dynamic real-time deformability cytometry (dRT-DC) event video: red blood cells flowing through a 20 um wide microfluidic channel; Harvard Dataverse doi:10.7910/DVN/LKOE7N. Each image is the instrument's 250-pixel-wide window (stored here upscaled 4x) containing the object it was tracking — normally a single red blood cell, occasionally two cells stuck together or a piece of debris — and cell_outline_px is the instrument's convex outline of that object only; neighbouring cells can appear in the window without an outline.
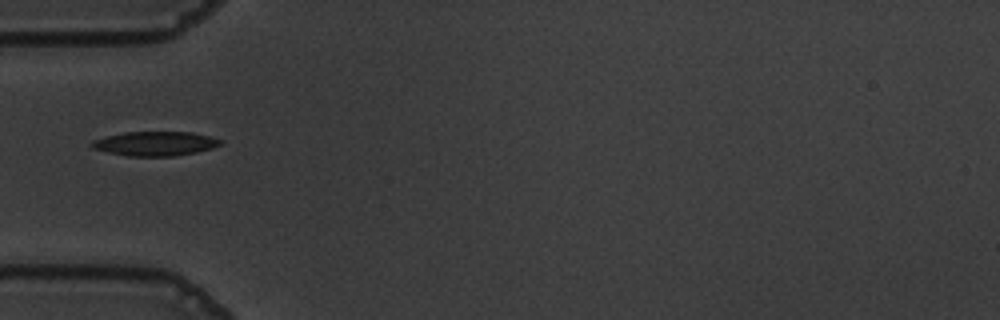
{"species": "common noctule bat (a hibernating species)", "species_latin": "Nyctalus noctula", "temperature_condition": "warm", "stored_images_in_passage": 33, "camera_frame_rate_fps": 3000, "um_per_image_px": 0.085, "animal": {"sex": "male", "body_mass_g": 19.5, "forearm_length_mm": 54.6}, "frame": {"image": 1, "passage_image": 1, "time_ms": 0.0, "image_size_px": [1000, 320], "cell_outline_px": [[224, 140], [220, 144], [212, 148], [196, 152], [172, 156], [128, 156], [108, 152], [92, 148], [88, 144], [92, 140], [124, 132], [192, 132]], "centroid_in_image_um": [13.16, 12.2], "position_along_channel_um": 71.8, "area_um2": 18.15}}
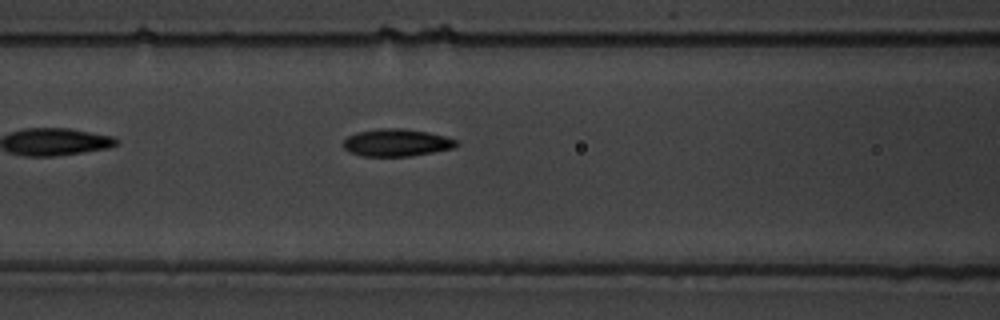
{"frame": {"image": 2, "passage_image": 6, "time_ms": 1.667, "image_size_px": [1000, 320], "cell_outline_px": [[456, 144], [452, 148], [412, 156], [360, 156], [348, 152], [340, 144], [348, 136], [356, 132], [380, 128], [404, 128], [428, 132], [444, 136], [456, 140]], "centroid_in_image_um": [33.62, 12.12], "position_along_channel_um": 133.0, "area_um2": 18.09}}
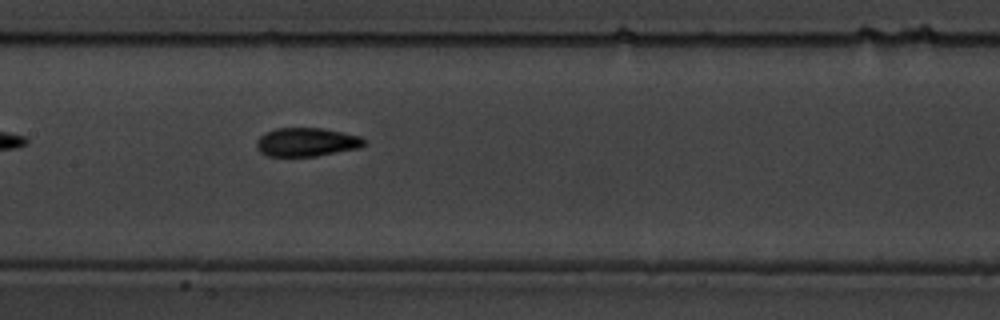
{"frame": {"image": 3, "passage_image": 10, "time_ms": 3.0, "image_size_px": [1000, 320], "cell_outline_px": [[368, 144], [360, 148], [316, 156], [268, 156], [260, 152], [256, 148], [256, 140], [264, 132], [276, 128], [324, 128], [360, 136], [368, 140]], "centroid_in_image_um": [26.09, 12.07], "position_along_channel_um": 181.3, "area_um2": 18.26}}